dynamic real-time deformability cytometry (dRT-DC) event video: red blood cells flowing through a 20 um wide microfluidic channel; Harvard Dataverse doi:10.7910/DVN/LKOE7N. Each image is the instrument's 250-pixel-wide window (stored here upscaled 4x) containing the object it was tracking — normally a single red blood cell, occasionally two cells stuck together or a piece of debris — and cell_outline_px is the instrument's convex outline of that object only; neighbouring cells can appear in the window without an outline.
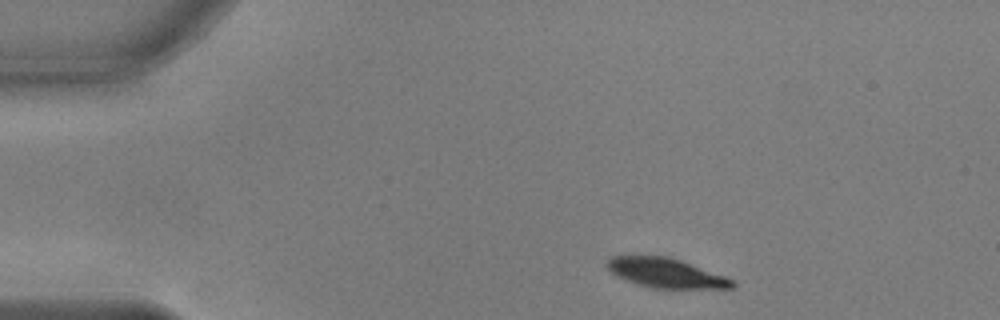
{"species": "common noctule bat (a hibernating species)", "species_latin": "Nyctalus noctula", "temperature_condition": "warm", "stored_images_in_passage": 48, "camera_frame_rate_fps": 3000, "um_per_image_px": 0.085, "animal": {"sex": "male", "body_mass_g": 17.9, "forearm_length_mm": 54.2}, "frame": {"image": 1, "passage_image": 3, "time_ms": 0.667, "image_size_px": [1000, 320], "cell_outline_px": [[736, 284], [732, 288], [652, 288], [616, 276], [604, 264], [612, 256], [664, 256], [680, 260], [736, 280]], "centroid_in_image_um": [56.62, 23.2], "position_along_channel_um": 28.4, "area_um2": 21.21}}
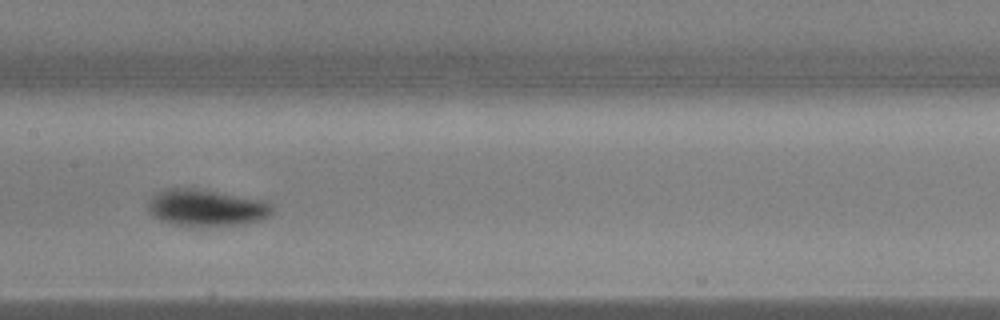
{"frame": {"image": 2, "passage_image": 21, "time_ms": 6.667, "image_size_px": [1000, 320], "cell_outline_px": [[272, 216], [260, 220], [244, 224], [172, 224], [160, 220], [148, 212], [148, 208], [152, 196], [156, 192], [164, 188], [200, 188], [268, 200], [272, 204]], "centroid_in_image_um": [17.59, 17.61], "position_along_channel_um": 189.8, "area_um2": 26.59}}
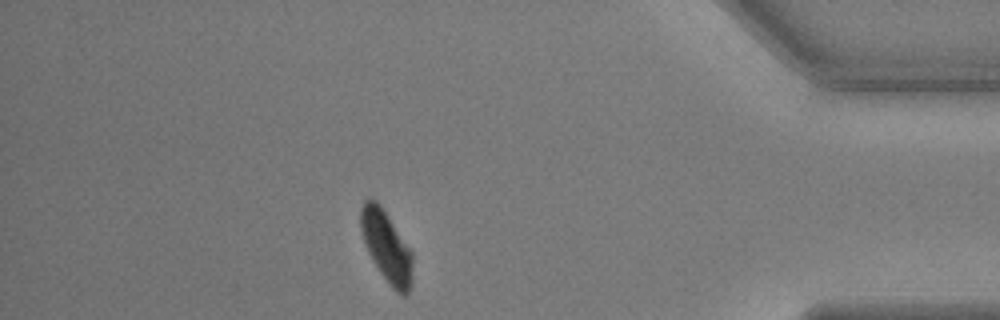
{"frame": {"image": 3, "passage_image": 41, "time_ms": 13.333, "image_size_px": [1000, 320], "cell_outline_px": [[412, 284], [408, 292], [404, 296], [400, 296], [392, 288], [380, 272], [372, 260], [368, 252], [360, 228], [360, 208], [364, 200], [368, 196], [376, 200], [380, 204], [412, 252]], "centroid_in_image_um": [32.84, 20.95], "position_along_channel_um": 402.4, "area_um2": 21.56}}